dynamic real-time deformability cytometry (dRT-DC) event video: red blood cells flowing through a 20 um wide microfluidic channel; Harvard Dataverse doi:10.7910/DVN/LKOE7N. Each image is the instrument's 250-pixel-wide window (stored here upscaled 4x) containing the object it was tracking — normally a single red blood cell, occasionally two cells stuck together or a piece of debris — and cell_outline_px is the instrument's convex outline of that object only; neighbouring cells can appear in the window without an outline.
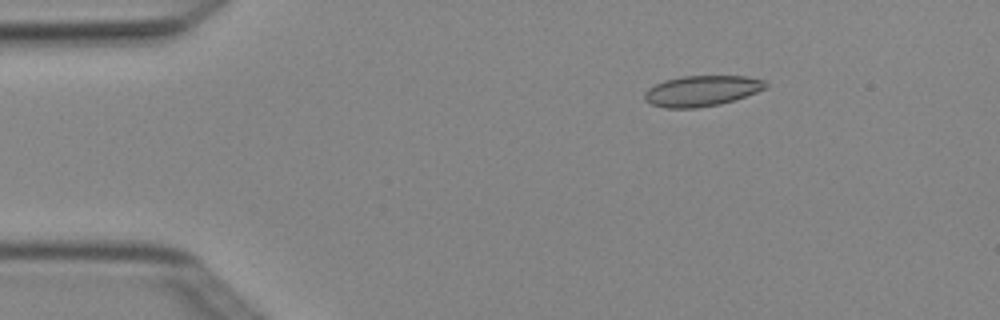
{"species": "Egyptian fruit bat (a non-hibernating species)", "species_latin": "Rousettus aegyptiacus", "temperature_condition": "cold", "stored_images_in_passage": 3, "camera_frame_rate_fps": 3000, "um_per_image_px": 0.085, "animal": {"sex": "female"}, "frame": {"image": 1, "passage_image": 1, "time_ms": 0.0, "image_size_px": [1000, 320], "cell_outline_px": [[768, 88], [720, 104], [696, 108], [668, 108], [652, 104], [644, 100], [644, 92], [648, 88], [664, 80], [680, 76], [744, 76], [764, 80], [768, 84]], "centroid_in_image_um": [59.63, 7.72], "position_along_channel_um": 25.4, "area_um2": 21.56}}